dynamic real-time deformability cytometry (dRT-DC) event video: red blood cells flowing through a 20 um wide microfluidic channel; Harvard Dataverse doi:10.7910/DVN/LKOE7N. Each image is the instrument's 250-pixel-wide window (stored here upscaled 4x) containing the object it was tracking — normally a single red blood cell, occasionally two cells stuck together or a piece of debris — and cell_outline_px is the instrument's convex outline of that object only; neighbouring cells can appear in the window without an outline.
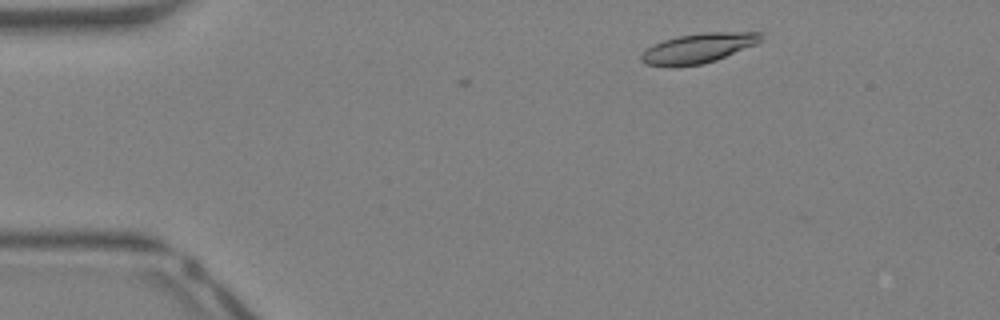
{"species": "Egyptian fruit bat (a non-hibernating species)", "species_latin": "Rousettus aegyptiacus", "temperature_condition": "warm", "stored_images_in_passage": 3, "camera_frame_rate_fps": 3000, "um_per_image_px": 0.085, "animal": {"sex": "female"}, "frame": {"image": 1, "passage_image": 1, "time_ms": 0.0, "image_size_px": [1000, 320], "cell_outline_px": [[764, 40], [756, 44], [716, 60], [704, 64], [672, 68], [668, 68], [644, 64], [640, 60], [640, 56], [652, 44], [676, 36], [704, 32], [764, 32]], "centroid_in_image_um": [59.34, 4.11], "position_along_channel_um": 25.7, "area_um2": 21.27}}